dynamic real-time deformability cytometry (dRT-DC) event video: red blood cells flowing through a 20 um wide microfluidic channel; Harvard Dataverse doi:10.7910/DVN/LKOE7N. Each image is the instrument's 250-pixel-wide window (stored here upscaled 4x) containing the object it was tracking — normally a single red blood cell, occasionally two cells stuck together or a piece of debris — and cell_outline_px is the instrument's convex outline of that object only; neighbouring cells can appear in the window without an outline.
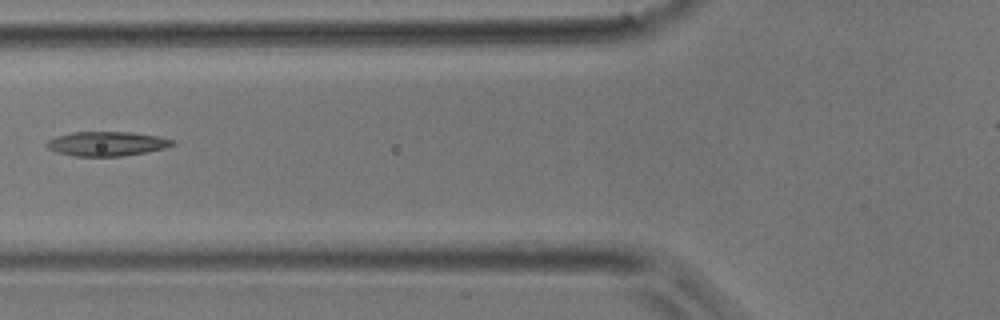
{"species": "common noctule bat (a hibernating species)", "species_latin": "Nyctalus noctula", "temperature_condition": "room temperature", "stored_images_in_passage": 5, "camera_frame_rate_fps": 3000, "um_per_image_px": 0.085, "animal": {"sex": "male", "body_mass_g": 17.9}, "frame": {"image": 1, "passage_image": 5, "time_ms": 1.333, "image_size_px": [1000, 320], "cell_outline_px": [[176, 144], [164, 148], [144, 152], [120, 156], [76, 156], [56, 152], [48, 148], [44, 144], [48, 140], [56, 136], [72, 132], [132, 132], [160, 136], [176, 140]], "centroid_in_image_um": [9.09, 12.2], "position_along_channel_um": 116.7, "area_um2": 17.92}}